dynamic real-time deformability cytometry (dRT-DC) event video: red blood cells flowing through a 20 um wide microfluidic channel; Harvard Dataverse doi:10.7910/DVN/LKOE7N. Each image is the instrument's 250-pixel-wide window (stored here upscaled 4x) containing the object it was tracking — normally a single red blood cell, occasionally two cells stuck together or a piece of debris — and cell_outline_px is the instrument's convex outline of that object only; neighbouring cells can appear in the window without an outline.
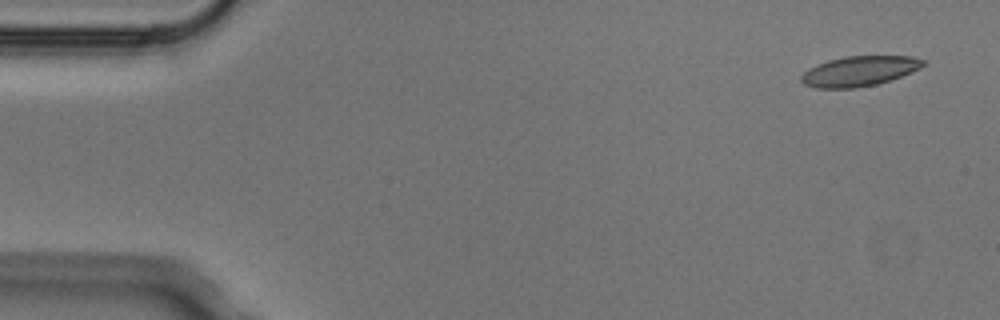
{"species": "Egyptian fruit bat (a non-hibernating species)", "species_latin": "Rousettus aegyptiacus", "temperature_condition": "cold", "stored_images_in_passage": 5, "camera_frame_rate_fps": 3000, "um_per_image_px": 0.085, "animal": {"sex": "male"}, "frame": {"image": 1, "passage_image": 1, "time_ms": 0.0, "image_size_px": [1000, 320], "cell_outline_px": [[924, 64], [920, 68], [900, 76], [876, 84], [856, 88], [816, 88], [804, 84], [800, 80], [800, 76], [808, 68], [816, 64], [828, 60], [844, 56], [912, 56], [924, 60]], "centroid_in_image_um": [72.98, 6.04], "position_along_channel_um": 12.0, "area_um2": 21.27}}
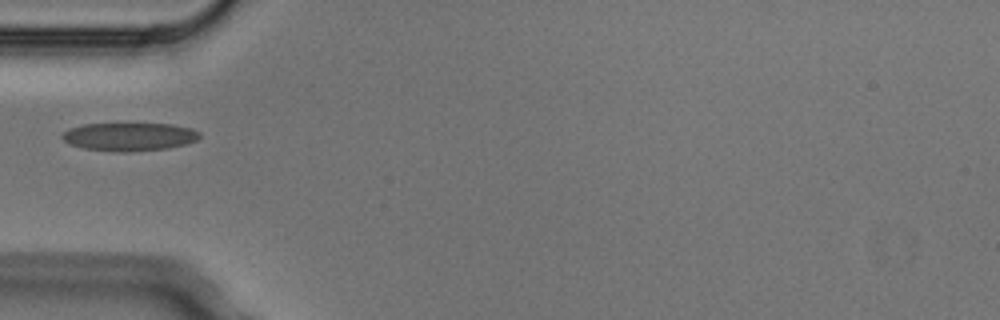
{"frame": {"image": 2, "passage_image": 4, "time_ms": 1.0, "image_size_px": [1000, 320], "cell_outline_px": [[200, 136], [196, 140], [184, 144], [168, 148], [128, 152], [116, 152], [84, 148], [68, 144], [60, 136], [68, 128], [84, 124], [172, 124], [192, 128], [200, 132]], "centroid_in_image_um": [10.97, 11.62], "position_along_channel_um": 74.0, "area_um2": 22.6}}
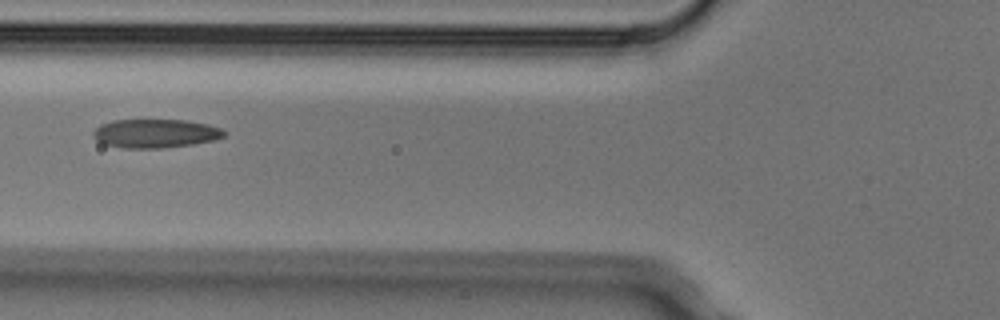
{"frame": {"image": 3, "passage_image": 5, "time_ms": 1.333, "image_size_px": [1000, 320], "cell_outline_px": [[228, 132], [224, 136], [216, 140], [192, 144], [164, 148], [120, 148], [104, 144], [96, 140], [92, 136], [92, 132], [100, 124], [112, 120], [188, 120], [208, 124], [220, 128]], "centroid_in_image_um": [13.2, 11.34], "position_along_channel_um": 112.6, "area_um2": 22.2}}